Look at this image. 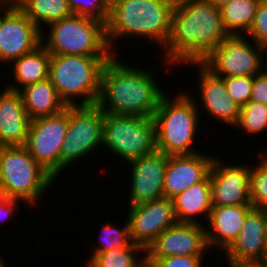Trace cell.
<instances>
[{"label": "cell", "instance_id": "obj_1", "mask_svg": "<svg viewBox=\"0 0 267 267\" xmlns=\"http://www.w3.org/2000/svg\"><path fill=\"white\" fill-rule=\"evenodd\" d=\"M228 36L220 9L213 4L206 0H176L165 58L169 66L202 63Z\"/></svg>", "mask_w": 267, "mask_h": 267}, {"label": "cell", "instance_id": "obj_2", "mask_svg": "<svg viewBox=\"0 0 267 267\" xmlns=\"http://www.w3.org/2000/svg\"><path fill=\"white\" fill-rule=\"evenodd\" d=\"M117 56L103 66L97 105L104 114L153 117L166 92L157 85L152 71L126 65Z\"/></svg>", "mask_w": 267, "mask_h": 267}, {"label": "cell", "instance_id": "obj_3", "mask_svg": "<svg viewBox=\"0 0 267 267\" xmlns=\"http://www.w3.org/2000/svg\"><path fill=\"white\" fill-rule=\"evenodd\" d=\"M176 0H117L110 5L106 38L113 54L124 37H145L165 47L171 32V15ZM120 38V39H119Z\"/></svg>", "mask_w": 267, "mask_h": 267}, {"label": "cell", "instance_id": "obj_4", "mask_svg": "<svg viewBox=\"0 0 267 267\" xmlns=\"http://www.w3.org/2000/svg\"><path fill=\"white\" fill-rule=\"evenodd\" d=\"M111 57L51 55L49 79L66 106L97 104L102 69Z\"/></svg>", "mask_w": 267, "mask_h": 267}, {"label": "cell", "instance_id": "obj_5", "mask_svg": "<svg viewBox=\"0 0 267 267\" xmlns=\"http://www.w3.org/2000/svg\"><path fill=\"white\" fill-rule=\"evenodd\" d=\"M184 91L169 98L164 95L153 116L156 149L166 155L194 154L193 140L197 133L201 111L193 95ZM195 101V102H194Z\"/></svg>", "mask_w": 267, "mask_h": 267}, {"label": "cell", "instance_id": "obj_6", "mask_svg": "<svg viewBox=\"0 0 267 267\" xmlns=\"http://www.w3.org/2000/svg\"><path fill=\"white\" fill-rule=\"evenodd\" d=\"M54 181L25 146L0 147V191L6 197L36 205Z\"/></svg>", "mask_w": 267, "mask_h": 267}, {"label": "cell", "instance_id": "obj_7", "mask_svg": "<svg viewBox=\"0 0 267 267\" xmlns=\"http://www.w3.org/2000/svg\"><path fill=\"white\" fill-rule=\"evenodd\" d=\"M48 27L46 39L42 32L41 44L51 55H114L107 42L105 23L100 20L72 14Z\"/></svg>", "mask_w": 267, "mask_h": 267}, {"label": "cell", "instance_id": "obj_8", "mask_svg": "<svg viewBox=\"0 0 267 267\" xmlns=\"http://www.w3.org/2000/svg\"><path fill=\"white\" fill-rule=\"evenodd\" d=\"M103 145L126 162L155 152L153 117L105 114Z\"/></svg>", "mask_w": 267, "mask_h": 267}, {"label": "cell", "instance_id": "obj_9", "mask_svg": "<svg viewBox=\"0 0 267 267\" xmlns=\"http://www.w3.org/2000/svg\"><path fill=\"white\" fill-rule=\"evenodd\" d=\"M105 114L97 105L68 106V127L60 152V174L74 161L103 145Z\"/></svg>", "mask_w": 267, "mask_h": 267}, {"label": "cell", "instance_id": "obj_10", "mask_svg": "<svg viewBox=\"0 0 267 267\" xmlns=\"http://www.w3.org/2000/svg\"><path fill=\"white\" fill-rule=\"evenodd\" d=\"M253 44L245 35H229L202 64L218 77H253L267 67L261 56L267 49Z\"/></svg>", "mask_w": 267, "mask_h": 267}, {"label": "cell", "instance_id": "obj_11", "mask_svg": "<svg viewBox=\"0 0 267 267\" xmlns=\"http://www.w3.org/2000/svg\"><path fill=\"white\" fill-rule=\"evenodd\" d=\"M68 127V106L61 112L31 119L25 147L55 179L60 175V152Z\"/></svg>", "mask_w": 267, "mask_h": 267}, {"label": "cell", "instance_id": "obj_12", "mask_svg": "<svg viewBox=\"0 0 267 267\" xmlns=\"http://www.w3.org/2000/svg\"><path fill=\"white\" fill-rule=\"evenodd\" d=\"M0 62L11 63L42 43V31L15 3H0Z\"/></svg>", "mask_w": 267, "mask_h": 267}, {"label": "cell", "instance_id": "obj_13", "mask_svg": "<svg viewBox=\"0 0 267 267\" xmlns=\"http://www.w3.org/2000/svg\"><path fill=\"white\" fill-rule=\"evenodd\" d=\"M128 212L131 242L145 251L160 233L178 223L173 201L165 197L129 206Z\"/></svg>", "mask_w": 267, "mask_h": 267}, {"label": "cell", "instance_id": "obj_14", "mask_svg": "<svg viewBox=\"0 0 267 267\" xmlns=\"http://www.w3.org/2000/svg\"><path fill=\"white\" fill-rule=\"evenodd\" d=\"M195 223H177L160 233L145 251V258L173 256H204L209 249L205 226Z\"/></svg>", "mask_w": 267, "mask_h": 267}, {"label": "cell", "instance_id": "obj_15", "mask_svg": "<svg viewBox=\"0 0 267 267\" xmlns=\"http://www.w3.org/2000/svg\"><path fill=\"white\" fill-rule=\"evenodd\" d=\"M221 161L217 157L214 158L209 174L212 206L251 205V166L229 165Z\"/></svg>", "mask_w": 267, "mask_h": 267}, {"label": "cell", "instance_id": "obj_16", "mask_svg": "<svg viewBox=\"0 0 267 267\" xmlns=\"http://www.w3.org/2000/svg\"><path fill=\"white\" fill-rule=\"evenodd\" d=\"M168 155L155 151L129 161L131 166L130 206L163 198V184Z\"/></svg>", "mask_w": 267, "mask_h": 267}, {"label": "cell", "instance_id": "obj_17", "mask_svg": "<svg viewBox=\"0 0 267 267\" xmlns=\"http://www.w3.org/2000/svg\"><path fill=\"white\" fill-rule=\"evenodd\" d=\"M215 157L202 152L168 155L163 184V195L172 199L209 174Z\"/></svg>", "mask_w": 267, "mask_h": 267}, {"label": "cell", "instance_id": "obj_18", "mask_svg": "<svg viewBox=\"0 0 267 267\" xmlns=\"http://www.w3.org/2000/svg\"><path fill=\"white\" fill-rule=\"evenodd\" d=\"M267 242V210L253 208L233 243L224 251L226 259L260 262Z\"/></svg>", "mask_w": 267, "mask_h": 267}, {"label": "cell", "instance_id": "obj_19", "mask_svg": "<svg viewBox=\"0 0 267 267\" xmlns=\"http://www.w3.org/2000/svg\"><path fill=\"white\" fill-rule=\"evenodd\" d=\"M199 70V93L201 106L211 118L222 123L237 125L240 116V107L228 95L224 80L214 75L202 63H192Z\"/></svg>", "mask_w": 267, "mask_h": 267}, {"label": "cell", "instance_id": "obj_20", "mask_svg": "<svg viewBox=\"0 0 267 267\" xmlns=\"http://www.w3.org/2000/svg\"><path fill=\"white\" fill-rule=\"evenodd\" d=\"M4 89L0 93V147L25 146L31 118L20 92Z\"/></svg>", "mask_w": 267, "mask_h": 267}, {"label": "cell", "instance_id": "obj_21", "mask_svg": "<svg viewBox=\"0 0 267 267\" xmlns=\"http://www.w3.org/2000/svg\"><path fill=\"white\" fill-rule=\"evenodd\" d=\"M253 208L252 205L213 206L207 219L210 228H205L208 247L218 246L225 251L236 239Z\"/></svg>", "mask_w": 267, "mask_h": 267}, {"label": "cell", "instance_id": "obj_22", "mask_svg": "<svg viewBox=\"0 0 267 267\" xmlns=\"http://www.w3.org/2000/svg\"><path fill=\"white\" fill-rule=\"evenodd\" d=\"M172 201L178 223L201 224L196 216L204 214L208 219L213 207L209 175L203 181L177 194Z\"/></svg>", "mask_w": 267, "mask_h": 267}, {"label": "cell", "instance_id": "obj_23", "mask_svg": "<svg viewBox=\"0 0 267 267\" xmlns=\"http://www.w3.org/2000/svg\"><path fill=\"white\" fill-rule=\"evenodd\" d=\"M19 92L27 115L31 119L54 115L67 107L49 78L20 88Z\"/></svg>", "mask_w": 267, "mask_h": 267}, {"label": "cell", "instance_id": "obj_24", "mask_svg": "<svg viewBox=\"0 0 267 267\" xmlns=\"http://www.w3.org/2000/svg\"><path fill=\"white\" fill-rule=\"evenodd\" d=\"M50 58L51 54L40 44L32 52L15 59L11 64L13 66V77L19 85L8 84L6 87L10 90L19 91L20 88L49 78Z\"/></svg>", "mask_w": 267, "mask_h": 267}, {"label": "cell", "instance_id": "obj_25", "mask_svg": "<svg viewBox=\"0 0 267 267\" xmlns=\"http://www.w3.org/2000/svg\"><path fill=\"white\" fill-rule=\"evenodd\" d=\"M15 4L42 31V25H50L72 15L68 0H17Z\"/></svg>", "mask_w": 267, "mask_h": 267}, {"label": "cell", "instance_id": "obj_26", "mask_svg": "<svg viewBox=\"0 0 267 267\" xmlns=\"http://www.w3.org/2000/svg\"><path fill=\"white\" fill-rule=\"evenodd\" d=\"M260 1L231 0L220 9L223 26L229 35L247 34L253 24Z\"/></svg>", "mask_w": 267, "mask_h": 267}, {"label": "cell", "instance_id": "obj_27", "mask_svg": "<svg viewBox=\"0 0 267 267\" xmlns=\"http://www.w3.org/2000/svg\"><path fill=\"white\" fill-rule=\"evenodd\" d=\"M141 252L145 250L131 242L128 246L96 253L87 261L86 267H139L145 260V254L137 257Z\"/></svg>", "mask_w": 267, "mask_h": 267}, {"label": "cell", "instance_id": "obj_28", "mask_svg": "<svg viewBox=\"0 0 267 267\" xmlns=\"http://www.w3.org/2000/svg\"><path fill=\"white\" fill-rule=\"evenodd\" d=\"M260 163L251 165L249 196L251 205L257 209L267 210V152L258 153Z\"/></svg>", "mask_w": 267, "mask_h": 267}, {"label": "cell", "instance_id": "obj_29", "mask_svg": "<svg viewBox=\"0 0 267 267\" xmlns=\"http://www.w3.org/2000/svg\"><path fill=\"white\" fill-rule=\"evenodd\" d=\"M246 134L256 135L267 130V105L249 101L240 108V116L236 127Z\"/></svg>", "mask_w": 267, "mask_h": 267}, {"label": "cell", "instance_id": "obj_30", "mask_svg": "<svg viewBox=\"0 0 267 267\" xmlns=\"http://www.w3.org/2000/svg\"><path fill=\"white\" fill-rule=\"evenodd\" d=\"M122 227H113L110 222L106 225H103L101 229L102 231L100 232L101 236L99 237L102 242L98 245V247L93 249V253L91 254L92 256L90 257V259L96 253L128 246L131 243L128 220L125 221V225H123Z\"/></svg>", "mask_w": 267, "mask_h": 267}, {"label": "cell", "instance_id": "obj_31", "mask_svg": "<svg viewBox=\"0 0 267 267\" xmlns=\"http://www.w3.org/2000/svg\"><path fill=\"white\" fill-rule=\"evenodd\" d=\"M72 14L85 16L107 23L110 6L105 0H68Z\"/></svg>", "mask_w": 267, "mask_h": 267}, {"label": "cell", "instance_id": "obj_32", "mask_svg": "<svg viewBox=\"0 0 267 267\" xmlns=\"http://www.w3.org/2000/svg\"><path fill=\"white\" fill-rule=\"evenodd\" d=\"M224 80L228 95L241 108L250 101L253 77H221Z\"/></svg>", "mask_w": 267, "mask_h": 267}, {"label": "cell", "instance_id": "obj_33", "mask_svg": "<svg viewBox=\"0 0 267 267\" xmlns=\"http://www.w3.org/2000/svg\"><path fill=\"white\" fill-rule=\"evenodd\" d=\"M267 49V1L261 0L254 17L253 24L246 36Z\"/></svg>", "mask_w": 267, "mask_h": 267}, {"label": "cell", "instance_id": "obj_34", "mask_svg": "<svg viewBox=\"0 0 267 267\" xmlns=\"http://www.w3.org/2000/svg\"><path fill=\"white\" fill-rule=\"evenodd\" d=\"M204 256H173L168 258H145L152 267H203Z\"/></svg>", "mask_w": 267, "mask_h": 267}, {"label": "cell", "instance_id": "obj_35", "mask_svg": "<svg viewBox=\"0 0 267 267\" xmlns=\"http://www.w3.org/2000/svg\"><path fill=\"white\" fill-rule=\"evenodd\" d=\"M250 101L267 105V67L253 76Z\"/></svg>", "mask_w": 267, "mask_h": 267}, {"label": "cell", "instance_id": "obj_36", "mask_svg": "<svg viewBox=\"0 0 267 267\" xmlns=\"http://www.w3.org/2000/svg\"><path fill=\"white\" fill-rule=\"evenodd\" d=\"M18 202H20L18 199H12L9 197H6L1 191H0V221H5V218L11 217L13 214L15 208L18 207ZM17 205V206H16Z\"/></svg>", "mask_w": 267, "mask_h": 267}, {"label": "cell", "instance_id": "obj_37", "mask_svg": "<svg viewBox=\"0 0 267 267\" xmlns=\"http://www.w3.org/2000/svg\"><path fill=\"white\" fill-rule=\"evenodd\" d=\"M230 267H265L260 262H236L227 260Z\"/></svg>", "mask_w": 267, "mask_h": 267}, {"label": "cell", "instance_id": "obj_38", "mask_svg": "<svg viewBox=\"0 0 267 267\" xmlns=\"http://www.w3.org/2000/svg\"><path fill=\"white\" fill-rule=\"evenodd\" d=\"M206 1L210 2L211 4H213L218 9H221L227 3H229L231 0H206Z\"/></svg>", "mask_w": 267, "mask_h": 267}, {"label": "cell", "instance_id": "obj_39", "mask_svg": "<svg viewBox=\"0 0 267 267\" xmlns=\"http://www.w3.org/2000/svg\"><path fill=\"white\" fill-rule=\"evenodd\" d=\"M260 263L267 267V242H266V246H265V251H264V254H263V258L262 260L260 261Z\"/></svg>", "mask_w": 267, "mask_h": 267}, {"label": "cell", "instance_id": "obj_40", "mask_svg": "<svg viewBox=\"0 0 267 267\" xmlns=\"http://www.w3.org/2000/svg\"><path fill=\"white\" fill-rule=\"evenodd\" d=\"M139 267H152V265L145 259Z\"/></svg>", "mask_w": 267, "mask_h": 267}, {"label": "cell", "instance_id": "obj_41", "mask_svg": "<svg viewBox=\"0 0 267 267\" xmlns=\"http://www.w3.org/2000/svg\"><path fill=\"white\" fill-rule=\"evenodd\" d=\"M17 0H0V3H15Z\"/></svg>", "mask_w": 267, "mask_h": 267}, {"label": "cell", "instance_id": "obj_42", "mask_svg": "<svg viewBox=\"0 0 267 267\" xmlns=\"http://www.w3.org/2000/svg\"><path fill=\"white\" fill-rule=\"evenodd\" d=\"M0 267H7L6 265H5V262L3 261V259H2V256L0 255Z\"/></svg>", "mask_w": 267, "mask_h": 267}, {"label": "cell", "instance_id": "obj_43", "mask_svg": "<svg viewBox=\"0 0 267 267\" xmlns=\"http://www.w3.org/2000/svg\"><path fill=\"white\" fill-rule=\"evenodd\" d=\"M107 3H108V5L110 6L112 3H114L115 1H117V0H105Z\"/></svg>", "mask_w": 267, "mask_h": 267}]
</instances>
